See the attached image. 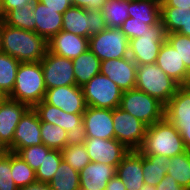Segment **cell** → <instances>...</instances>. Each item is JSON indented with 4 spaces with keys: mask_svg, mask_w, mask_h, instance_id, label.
I'll return each mask as SVG.
<instances>
[{
    "mask_svg": "<svg viewBox=\"0 0 190 190\" xmlns=\"http://www.w3.org/2000/svg\"><path fill=\"white\" fill-rule=\"evenodd\" d=\"M106 28L107 26L101 10H90V37Z\"/></svg>",
    "mask_w": 190,
    "mask_h": 190,
    "instance_id": "42",
    "label": "cell"
},
{
    "mask_svg": "<svg viewBox=\"0 0 190 190\" xmlns=\"http://www.w3.org/2000/svg\"><path fill=\"white\" fill-rule=\"evenodd\" d=\"M165 118L179 130L187 151H190V85L179 86L165 105Z\"/></svg>",
    "mask_w": 190,
    "mask_h": 190,
    "instance_id": "10",
    "label": "cell"
},
{
    "mask_svg": "<svg viewBox=\"0 0 190 190\" xmlns=\"http://www.w3.org/2000/svg\"><path fill=\"white\" fill-rule=\"evenodd\" d=\"M46 85L41 62L20 63L14 88L8 98L27 104L33 108L44 100Z\"/></svg>",
    "mask_w": 190,
    "mask_h": 190,
    "instance_id": "3",
    "label": "cell"
},
{
    "mask_svg": "<svg viewBox=\"0 0 190 190\" xmlns=\"http://www.w3.org/2000/svg\"><path fill=\"white\" fill-rule=\"evenodd\" d=\"M0 18H3V12H2V4H1V0H0Z\"/></svg>",
    "mask_w": 190,
    "mask_h": 190,
    "instance_id": "55",
    "label": "cell"
},
{
    "mask_svg": "<svg viewBox=\"0 0 190 190\" xmlns=\"http://www.w3.org/2000/svg\"><path fill=\"white\" fill-rule=\"evenodd\" d=\"M168 162L169 158L165 156L142 154L144 183L156 186L167 174Z\"/></svg>",
    "mask_w": 190,
    "mask_h": 190,
    "instance_id": "27",
    "label": "cell"
},
{
    "mask_svg": "<svg viewBox=\"0 0 190 190\" xmlns=\"http://www.w3.org/2000/svg\"><path fill=\"white\" fill-rule=\"evenodd\" d=\"M139 190H156V186L144 183Z\"/></svg>",
    "mask_w": 190,
    "mask_h": 190,
    "instance_id": "52",
    "label": "cell"
},
{
    "mask_svg": "<svg viewBox=\"0 0 190 190\" xmlns=\"http://www.w3.org/2000/svg\"><path fill=\"white\" fill-rule=\"evenodd\" d=\"M89 49L101 60L129 57V40L119 28H106L89 38Z\"/></svg>",
    "mask_w": 190,
    "mask_h": 190,
    "instance_id": "9",
    "label": "cell"
},
{
    "mask_svg": "<svg viewBox=\"0 0 190 190\" xmlns=\"http://www.w3.org/2000/svg\"><path fill=\"white\" fill-rule=\"evenodd\" d=\"M2 29H3V18H0V52H2Z\"/></svg>",
    "mask_w": 190,
    "mask_h": 190,
    "instance_id": "53",
    "label": "cell"
},
{
    "mask_svg": "<svg viewBox=\"0 0 190 190\" xmlns=\"http://www.w3.org/2000/svg\"><path fill=\"white\" fill-rule=\"evenodd\" d=\"M29 108L27 104L8 97L0 104V140L11 152L15 129Z\"/></svg>",
    "mask_w": 190,
    "mask_h": 190,
    "instance_id": "17",
    "label": "cell"
},
{
    "mask_svg": "<svg viewBox=\"0 0 190 190\" xmlns=\"http://www.w3.org/2000/svg\"><path fill=\"white\" fill-rule=\"evenodd\" d=\"M167 174L186 190L190 187V151L169 158Z\"/></svg>",
    "mask_w": 190,
    "mask_h": 190,
    "instance_id": "30",
    "label": "cell"
},
{
    "mask_svg": "<svg viewBox=\"0 0 190 190\" xmlns=\"http://www.w3.org/2000/svg\"><path fill=\"white\" fill-rule=\"evenodd\" d=\"M76 85L82 87L100 73L101 60L90 50L72 60Z\"/></svg>",
    "mask_w": 190,
    "mask_h": 190,
    "instance_id": "25",
    "label": "cell"
},
{
    "mask_svg": "<svg viewBox=\"0 0 190 190\" xmlns=\"http://www.w3.org/2000/svg\"><path fill=\"white\" fill-rule=\"evenodd\" d=\"M47 46L50 53L73 60L89 49V38L61 30Z\"/></svg>",
    "mask_w": 190,
    "mask_h": 190,
    "instance_id": "20",
    "label": "cell"
},
{
    "mask_svg": "<svg viewBox=\"0 0 190 190\" xmlns=\"http://www.w3.org/2000/svg\"><path fill=\"white\" fill-rule=\"evenodd\" d=\"M177 33L190 37V14H189V20L187 21V31H178Z\"/></svg>",
    "mask_w": 190,
    "mask_h": 190,
    "instance_id": "50",
    "label": "cell"
},
{
    "mask_svg": "<svg viewBox=\"0 0 190 190\" xmlns=\"http://www.w3.org/2000/svg\"><path fill=\"white\" fill-rule=\"evenodd\" d=\"M86 106L114 109L120 106L123 90L99 73L82 86Z\"/></svg>",
    "mask_w": 190,
    "mask_h": 190,
    "instance_id": "7",
    "label": "cell"
},
{
    "mask_svg": "<svg viewBox=\"0 0 190 190\" xmlns=\"http://www.w3.org/2000/svg\"><path fill=\"white\" fill-rule=\"evenodd\" d=\"M156 63L137 65L136 89L147 93L166 105L179 88Z\"/></svg>",
    "mask_w": 190,
    "mask_h": 190,
    "instance_id": "4",
    "label": "cell"
},
{
    "mask_svg": "<svg viewBox=\"0 0 190 190\" xmlns=\"http://www.w3.org/2000/svg\"><path fill=\"white\" fill-rule=\"evenodd\" d=\"M116 174V168L104 163L90 162L79 172L80 188L105 190L108 181Z\"/></svg>",
    "mask_w": 190,
    "mask_h": 190,
    "instance_id": "22",
    "label": "cell"
},
{
    "mask_svg": "<svg viewBox=\"0 0 190 190\" xmlns=\"http://www.w3.org/2000/svg\"><path fill=\"white\" fill-rule=\"evenodd\" d=\"M152 25H148L145 21L135 20V18L129 17L119 27V29L126 35L128 40L141 37V34L149 31Z\"/></svg>",
    "mask_w": 190,
    "mask_h": 190,
    "instance_id": "41",
    "label": "cell"
},
{
    "mask_svg": "<svg viewBox=\"0 0 190 190\" xmlns=\"http://www.w3.org/2000/svg\"><path fill=\"white\" fill-rule=\"evenodd\" d=\"M112 118L115 139L129 150H138L143 143L147 126L120 107L112 110Z\"/></svg>",
    "mask_w": 190,
    "mask_h": 190,
    "instance_id": "11",
    "label": "cell"
},
{
    "mask_svg": "<svg viewBox=\"0 0 190 190\" xmlns=\"http://www.w3.org/2000/svg\"><path fill=\"white\" fill-rule=\"evenodd\" d=\"M50 150L44 144H39L19 149L16 154L36 172Z\"/></svg>",
    "mask_w": 190,
    "mask_h": 190,
    "instance_id": "38",
    "label": "cell"
},
{
    "mask_svg": "<svg viewBox=\"0 0 190 190\" xmlns=\"http://www.w3.org/2000/svg\"><path fill=\"white\" fill-rule=\"evenodd\" d=\"M37 0H1L3 17L12 9H22L26 4L34 5Z\"/></svg>",
    "mask_w": 190,
    "mask_h": 190,
    "instance_id": "43",
    "label": "cell"
},
{
    "mask_svg": "<svg viewBox=\"0 0 190 190\" xmlns=\"http://www.w3.org/2000/svg\"><path fill=\"white\" fill-rule=\"evenodd\" d=\"M39 2L45 4L48 8L52 10H58V13L63 14L68 8H70L71 0H38Z\"/></svg>",
    "mask_w": 190,
    "mask_h": 190,
    "instance_id": "46",
    "label": "cell"
},
{
    "mask_svg": "<svg viewBox=\"0 0 190 190\" xmlns=\"http://www.w3.org/2000/svg\"><path fill=\"white\" fill-rule=\"evenodd\" d=\"M62 159L63 155L61 150L51 149L45 156L43 163L35 172L36 180L42 183H49Z\"/></svg>",
    "mask_w": 190,
    "mask_h": 190,
    "instance_id": "36",
    "label": "cell"
},
{
    "mask_svg": "<svg viewBox=\"0 0 190 190\" xmlns=\"http://www.w3.org/2000/svg\"><path fill=\"white\" fill-rule=\"evenodd\" d=\"M84 146L86 147L90 161L104 163L115 168L130 151L115 138H86Z\"/></svg>",
    "mask_w": 190,
    "mask_h": 190,
    "instance_id": "13",
    "label": "cell"
},
{
    "mask_svg": "<svg viewBox=\"0 0 190 190\" xmlns=\"http://www.w3.org/2000/svg\"><path fill=\"white\" fill-rule=\"evenodd\" d=\"M62 30L90 38V10L71 6L63 13Z\"/></svg>",
    "mask_w": 190,
    "mask_h": 190,
    "instance_id": "24",
    "label": "cell"
},
{
    "mask_svg": "<svg viewBox=\"0 0 190 190\" xmlns=\"http://www.w3.org/2000/svg\"><path fill=\"white\" fill-rule=\"evenodd\" d=\"M48 50L47 41L34 31L7 25L3 19L2 52L20 63L39 62Z\"/></svg>",
    "mask_w": 190,
    "mask_h": 190,
    "instance_id": "1",
    "label": "cell"
},
{
    "mask_svg": "<svg viewBox=\"0 0 190 190\" xmlns=\"http://www.w3.org/2000/svg\"><path fill=\"white\" fill-rule=\"evenodd\" d=\"M44 101L67 113H84L86 103L83 89L77 85L46 89Z\"/></svg>",
    "mask_w": 190,
    "mask_h": 190,
    "instance_id": "14",
    "label": "cell"
},
{
    "mask_svg": "<svg viewBox=\"0 0 190 190\" xmlns=\"http://www.w3.org/2000/svg\"><path fill=\"white\" fill-rule=\"evenodd\" d=\"M137 64L130 58L101 61L100 73L107 76L123 91L135 88Z\"/></svg>",
    "mask_w": 190,
    "mask_h": 190,
    "instance_id": "15",
    "label": "cell"
},
{
    "mask_svg": "<svg viewBox=\"0 0 190 190\" xmlns=\"http://www.w3.org/2000/svg\"><path fill=\"white\" fill-rule=\"evenodd\" d=\"M156 190H186L180 186L170 175L166 174L164 178L156 185Z\"/></svg>",
    "mask_w": 190,
    "mask_h": 190,
    "instance_id": "45",
    "label": "cell"
},
{
    "mask_svg": "<svg viewBox=\"0 0 190 190\" xmlns=\"http://www.w3.org/2000/svg\"><path fill=\"white\" fill-rule=\"evenodd\" d=\"M138 151L143 155L173 157L187 151L179 130L166 118L146 128Z\"/></svg>",
    "mask_w": 190,
    "mask_h": 190,
    "instance_id": "2",
    "label": "cell"
},
{
    "mask_svg": "<svg viewBox=\"0 0 190 190\" xmlns=\"http://www.w3.org/2000/svg\"><path fill=\"white\" fill-rule=\"evenodd\" d=\"M61 151L63 159L78 172L91 162L84 144L66 146Z\"/></svg>",
    "mask_w": 190,
    "mask_h": 190,
    "instance_id": "37",
    "label": "cell"
},
{
    "mask_svg": "<svg viewBox=\"0 0 190 190\" xmlns=\"http://www.w3.org/2000/svg\"><path fill=\"white\" fill-rule=\"evenodd\" d=\"M42 144L40 118L33 108H29L21 117L12 140V152Z\"/></svg>",
    "mask_w": 190,
    "mask_h": 190,
    "instance_id": "18",
    "label": "cell"
},
{
    "mask_svg": "<svg viewBox=\"0 0 190 190\" xmlns=\"http://www.w3.org/2000/svg\"><path fill=\"white\" fill-rule=\"evenodd\" d=\"M119 107L147 127L165 118V105L136 88L123 91Z\"/></svg>",
    "mask_w": 190,
    "mask_h": 190,
    "instance_id": "6",
    "label": "cell"
},
{
    "mask_svg": "<svg viewBox=\"0 0 190 190\" xmlns=\"http://www.w3.org/2000/svg\"><path fill=\"white\" fill-rule=\"evenodd\" d=\"M41 141L46 147L62 150L66 147L67 132L59 125L40 121Z\"/></svg>",
    "mask_w": 190,
    "mask_h": 190,
    "instance_id": "34",
    "label": "cell"
},
{
    "mask_svg": "<svg viewBox=\"0 0 190 190\" xmlns=\"http://www.w3.org/2000/svg\"><path fill=\"white\" fill-rule=\"evenodd\" d=\"M156 64L180 86L190 84V72L185 67L178 51L167 40L160 48Z\"/></svg>",
    "mask_w": 190,
    "mask_h": 190,
    "instance_id": "19",
    "label": "cell"
},
{
    "mask_svg": "<svg viewBox=\"0 0 190 190\" xmlns=\"http://www.w3.org/2000/svg\"><path fill=\"white\" fill-rule=\"evenodd\" d=\"M161 6H171L180 9H190V0H163Z\"/></svg>",
    "mask_w": 190,
    "mask_h": 190,
    "instance_id": "47",
    "label": "cell"
},
{
    "mask_svg": "<svg viewBox=\"0 0 190 190\" xmlns=\"http://www.w3.org/2000/svg\"><path fill=\"white\" fill-rule=\"evenodd\" d=\"M190 9H180L171 6H161V22L166 33L187 31Z\"/></svg>",
    "mask_w": 190,
    "mask_h": 190,
    "instance_id": "29",
    "label": "cell"
},
{
    "mask_svg": "<svg viewBox=\"0 0 190 190\" xmlns=\"http://www.w3.org/2000/svg\"><path fill=\"white\" fill-rule=\"evenodd\" d=\"M19 190H52L48 183L34 182L30 185L19 188Z\"/></svg>",
    "mask_w": 190,
    "mask_h": 190,
    "instance_id": "49",
    "label": "cell"
},
{
    "mask_svg": "<svg viewBox=\"0 0 190 190\" xmlns=\"http://www.w3.org/2000/svg\"><path fill=\"white\" fill-rule=\"evenodd\" d=\"M116 175L120 177L126 190H139L144 184L142 154L138 150H130L116 167Z\"/></svg>",
    "mask_w": 190,
    "mask_h": 190,
    "instance_id": "21",
    "label": "cell"
},
{
    "mask_svg": "<svg viewBox=\"0 0 190 190\" xmlns=\"http://www.w3.org/2000/svg\"><path fill=\"white\" fill-rule=\"evenodd\" d=\"M11 174L18 188L37 181L35 171L14 152H11Z\"/></svg>",
    "mask_w": 190,
    "mask_h": 190,
    "instance_id": "35",
    "label": "cell"
},
{
    "mask_svg": "<svg viewBox=\"0 0 190 190\" xmlns=\"http://www.w3.org/2000/svg\"><path fill=\"white\" fill-rule=\"evenodd\" d=\"M105 190H126V187L118 175H114L107 183Z\"/></svg>",
    "mask_w": 190,
    "mask_h": 190,
    "instance_id": "48",
    "label": "cell"
},
{
    "mask_svg": "<svg viewBox=\"0 0 190 190\" xmlns=\"http://www.w3.org/2000/svg\"><path fill=\"white\" fill-rule=\"evenodd\" d=\"M79 178V172L62 159L48 184L52 190H79Z\"/></svg>",
    "mask_w": 190,
    "mask_h": 190,
    "instance_id": "28",
    "label": "cell"
},
{
    "mask_svg": "<svg viewBox=\"0 0 190 190\" xmlns=\"http://www.w3.org/2000/svg\"><path fill=\"white\" fill-rule=\"evenodd\" d=\"M34 5L26 4L22 9H12L4 17V22L12 27L35 32Z\"/></svg>",
    "mask_w": 190,
    "mask_h": 190,
    "instance_id": "33",
    "label": "cell"
},
{
    "mask_svg": "<svg viewBox=\"0 0 190 190\" xmlns=\"http://www.w3.org/2000/svg\"><path fill=\"white\" fill-rule=\"evenodd\" d=\"M86 138H115L112 109L87 106L83 113Z\"/></svg>",
    "mask_w": 190,
    "mask_h": 190,
    "instance_id": "16",
    "label": "cell"
},
{
    "mask_svg": "<svg viewBox=\"0 0 190 190\" xmlns=\"http://www.w3.org/2000/svg\"><path fill=\"white\" fill-rule=\"evenodd\" d=\"M166 40L178 51L181 60L190 72V37L174 32L167 34Z\"/></svg>",
    "mask_w": 190,
    "mask_h": 190,
    "instance_id": "39",
    "label": "cell"
},
{
    "mask_svg": "<svg viewBox=\"0 0 190 190\" xmlns=\"http://www.w3.org/2000/svg\"><path fill=\"white\" fill-rule=\"evenodd\" d=\"M129 17L155 25L161 21V2L157 0H129Z\"/></svg>",
    "mask_w": 190,
    "mask_h": 190,
    "instance_id": "26",
    "label": "cell"
},
{
    "mask_svg": "<svg viewBox=\"0 0 190 190\" xmlns=\"http://www.w3.org/2000/svg\"><path fill=\"white\" fill-rule=\"evenodd\" d=\"M0 190H19L12 179L11 151L0 156Z\"/></svg>",
    "mask_w": 190,
    "mask_h": 190,
    "instance_id": "40",
    "label": "cell"
},
{
    "mask_svg": "<svg viewBox=\"0 0 190 190\" xmlns=\"http://www.w3.org/2000/svg\"><path fill=\"white\" fill-rule=\"evenodd\" d=\"M33 109L37 112L40 121L59 125L67 132L66 146L84 144L86 132L83 122V113H67L56 106L42 100Z\"/></svg>",
    "mask_w": 190,
    "mask_h": 190,
    "instance_id": "5",
    "label": "cell"
},
{
    "mask_svg": "<svg viewBox=\"0 0 190 190\" xmlns=\"http://www.w3.org/2000/svg\"><path fill=\"white\" fill-rule=\"evenodd\" d=\"M40 62L46 89L76 85L72 60L57 56L47 50Z\"/></svg>",
    "mask_w": 190,
    "mask_h": 190,
    "instance_id": "12",
    "label": "cell"
},
{
    "mask_svg": "<svg viewBox=\"0 0 190 190\" xmlns=\"http://www.w3.org/2000/svg\"><path fill=\"white\" fill-rule=\"evenodd\" d=\"M129 0H108L101 13L108 28H119L129 18Z\"/></svg>",
    "mask_w": 190,
    "mask_h": 190,
    "instance_id": "31",
    "label": "cell"
},
{
    "mask_svg": "<svg viewBox=\"0 0 190 190\" xmlns=\"http://www.w3.org/2000/svg\"><path fill=\"white\" fill-rule=\"evenodd\" d=\"M9 152V149L4 145V143L0 140V156H3Z\"/></svg>",
    "mask_w": 190,
    "mask_h": 190,
    "instance_id": "51",
    "label": "cell"
},
{
    "mask_svg": "<svg viewBox=\"0 0 190 190\" xmlns=\"http://www.w3.org/2000/svg\"><path fill=\"white\" fill-rule=\"evenodd\" d=\"M20 62L14 57L0 52V89L9 96L14 88Z\"/></svg>",
    "mask_w": 190,
    "mask_h": 190,
    "instance_id": "32",
    "label": "cell"
},
{
    "mask_svg": "<svg viewBox=\"0 0 190 190\" xmlns=\"http://www.w3.org/2000/svg\"><path fill=\"white\" fill-rule=\"evenodd\" d=\"M108 0H71V5L86 10H101Z\"/></svg>",
    "mask_w": 190,
    "mask_h": 190,
    "instance_id": "44",
    "label": "cell"
},
{
    "mask_svg": "<svg viewBox=\"0 0 190 190\" xmlns=\"http://www.w3.org/2000/svg\"><path fill=\"white\" fill-rule=\"evenodd\" d=\"M167 39L163 23L152 25L141 37L129 40V57L137 65L156 63L162 44Z\"/></svg>",
    "mask_w": 190,
    "mask_h": 190,
    "instance_id": "8",
    "label": "cell"
},
{
    "mask_svg": "<svg viewBox=\"0 0 190 190\" xmlns=\"http://www.w3.org/2000/svg\"><path fill=\"white\" fill-rule=\"evenodd\" d=\"M8 96L0 89V104L7 98Z\"/></svg>",
    "mask_w": 190,
    "mask_h": 190,
    "instance_id": "54",
    "label": "cell"
},
{
    "mask_svg": "<svg viewBox=\"0 0 190 190\" xmlns=\"http://www.w3.org/2000/svg\"><path fill=\"white\" fill-rule=\"evenodd\" d=\"M35 16V32L49 41L62 30L63 14L52 10L38 0L33 6Z\"/></svg>",
    "mask_w": 190,
    "mask_h": 190,
    "instance_id": "23",
    "label": "cell"
}]
</instances>
